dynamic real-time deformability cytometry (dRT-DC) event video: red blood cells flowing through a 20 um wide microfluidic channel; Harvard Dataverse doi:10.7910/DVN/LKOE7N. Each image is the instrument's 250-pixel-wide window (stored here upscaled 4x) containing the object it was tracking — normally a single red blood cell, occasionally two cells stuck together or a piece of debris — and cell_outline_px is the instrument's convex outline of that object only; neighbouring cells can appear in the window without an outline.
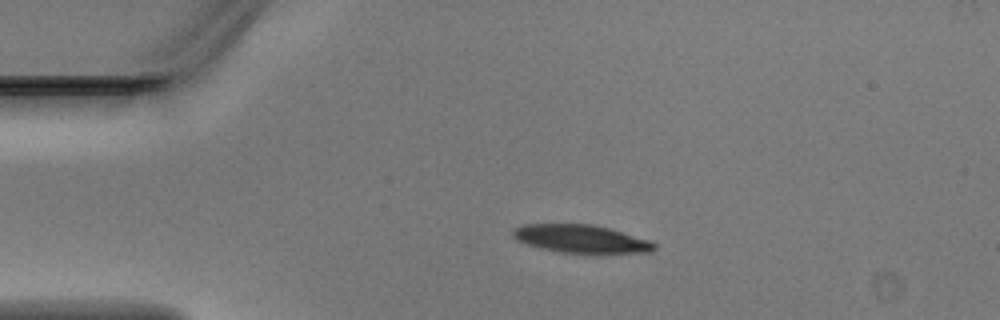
{"species": "Egyptian fruit bat (a non-hibernating species)", "species_latin": "Rousettus aegyptiacus", "temperature_condition": "warm", "stored_images_in_passage": 2, "camera_frame_rate_fps": 3000, "um_per_image_px": 0.085, "animal": {"sex": "male"}, "frame": {"image": 1, "passage_image": 1, "time_ms": 0.0, "image_size_px": [1000, 320], "cell_outline_px": [[656, 248], [652, 252], [560, 252], [540, 248], [524, 244], [516, 240], [512, 236], [512, 228], [524, 224], [592, 224], [608, 228], [648, 240], [656, 244]], "centroid_in_image_um": [49.29, 20.28], "position_along_channel_um": 35.7, "area_um2": 22.77}}